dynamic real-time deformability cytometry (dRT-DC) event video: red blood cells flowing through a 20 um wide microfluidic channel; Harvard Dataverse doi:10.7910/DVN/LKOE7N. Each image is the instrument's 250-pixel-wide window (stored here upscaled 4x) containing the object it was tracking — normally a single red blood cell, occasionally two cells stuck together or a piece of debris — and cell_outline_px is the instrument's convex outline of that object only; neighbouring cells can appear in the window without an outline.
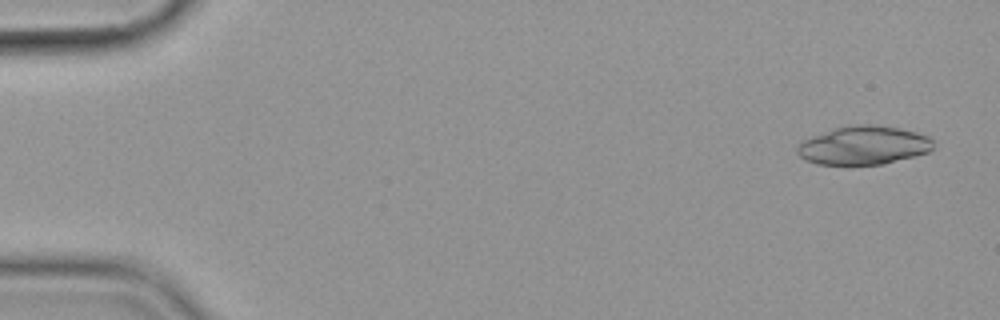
{"species": "common noctule bat (a hibernating species)", "species_latin": "Nyctalus noctula", "temperature_condition": "cold", "stored_images_in_passage": 56, "camera_frame_rate_fps": 3000, "um_per_image_px": 0.085, "animal": {"sex": "female", "body_mass_g": 19.9}, "frame": {"image": 1, "passage_image": 3, "time_ms": 0.667, "image_size_px": [1000, 320], "cell_outline_px": [[932, 148], [928, 152], [884, 164], [816, 164], [804, 160], [796, 152], [796, 148], [804, 140], [812, 136], [836, 128], [856, 124], [872, 124], [896, 128], [916, 132], [928, 136], [932, 140]], "centroid_in_image_um": [73.38, 12.36], "position_along_channel_um": 11.6, "area_um2": 30.23}}
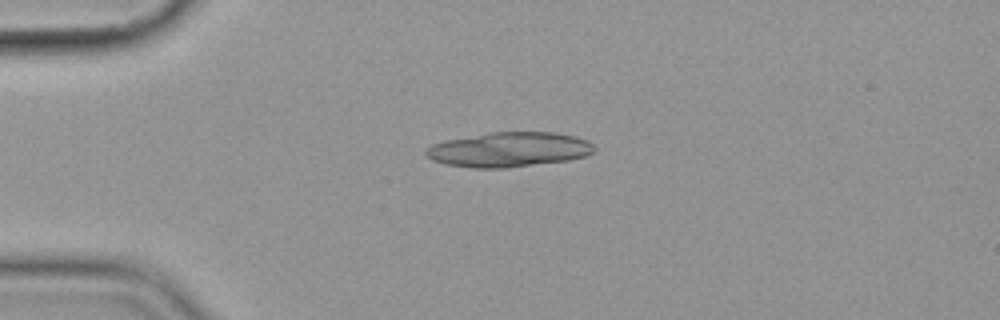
{"frame": {"image": 2, "passage_image": 14, "time_ms": 4.333, "image_size_px": [1000, 320], "cell_outline_px": [[596, 148], [588, 156], [568, 160], [508, 168], [472, 168], [444, 164], [432, 160], [424, 152], [424, 148], [432, 144], [444, 140], [488, 132], [552, 132], [572, 136], [588, 140]], "centroid_in_image_um": [43.22, 12.72], "position_along_channel_um": 41.8, "area_um2": 34.39}}